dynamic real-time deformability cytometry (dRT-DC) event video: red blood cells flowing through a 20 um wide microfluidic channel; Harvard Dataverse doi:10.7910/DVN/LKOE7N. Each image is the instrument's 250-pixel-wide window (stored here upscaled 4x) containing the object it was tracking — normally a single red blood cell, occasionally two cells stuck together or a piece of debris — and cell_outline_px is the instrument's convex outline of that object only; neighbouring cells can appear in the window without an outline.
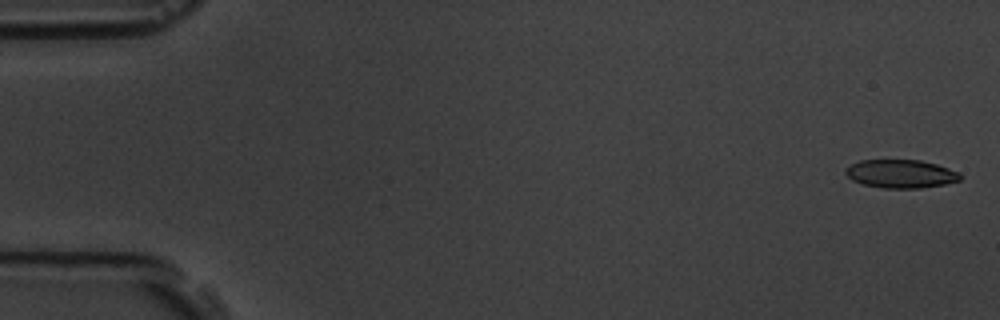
{"species": "common noctule bat (a hibernating species)", "species_latin": "Nyctalus noctula", "temperature_condition": "room temperature", "stored_images_in_passage": 7, "camera_frame_rate_fps": 3000, "um_per_image_px": 0.085, "animal": {"sex": "male", "body_mass_g": 19.5, "forearm_length_mm": 54.6}, "frame": {"image": 1, "passage_image": 1, "time_ms": 0.0, "image_size_px": [1000, 320], "cell_outline_px": [[964, 176], [960, 180], [944, 184], [920, 188], [884, 188], [864, 184], [852, 180], [844, 172], [844, 168], [860, 160], [920, 160], [936, 164], [960, 172]], "centroid_in_image_um": [76.58, 14.77], "position_along_channel_um": 8.4, "area_um2": 18.96}}
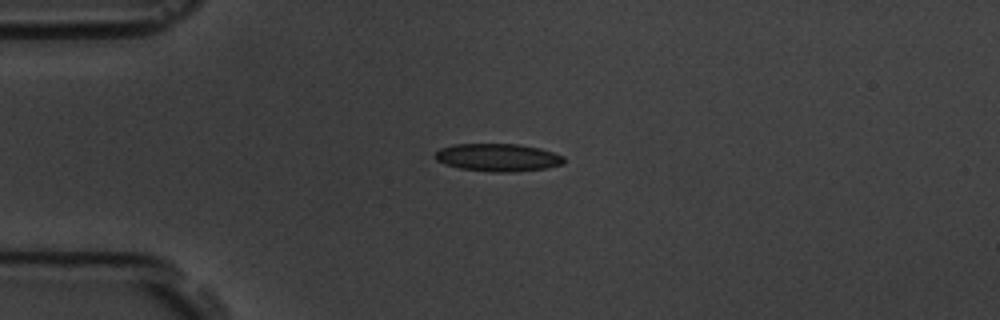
{"frame": {"image": 2, "passage_image": 5, "time_ms": 4.333, "image_size_px": [1000, 320], "cell_outline_px": [[564, 164], [548, 168], [512, 172], [492, 172], [460, 168], [444, 164], [436, 160], [432, 156], [440, 148], [452, 144], [516, 144], [540, 148], [564, 156]], "centroid_in_image_um": [42.3, 13.39], "position_along_channel_um": 42.7, "area_um2": 20.98}}
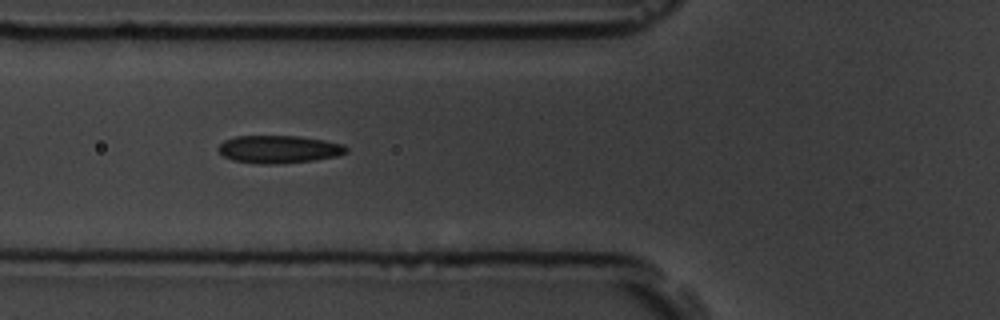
{"frame": {"image": 3, "passage_image": 7, "time_ms": 6.667, "image_size_px": [1000, 320], "cell_outline_px": [[348, 152], [336, 156], [316, 160], [276, 164], [260, 164], [232, 160], [224, 156], [216, 148], [224, 140], [236, 136], [300, 136], [324, 140], [344, 144], [348, 148]], "centroid_in_image_um": [23.71, 12.69], "position_along_channel_um": 102.1, "area_um2": 20.81}}